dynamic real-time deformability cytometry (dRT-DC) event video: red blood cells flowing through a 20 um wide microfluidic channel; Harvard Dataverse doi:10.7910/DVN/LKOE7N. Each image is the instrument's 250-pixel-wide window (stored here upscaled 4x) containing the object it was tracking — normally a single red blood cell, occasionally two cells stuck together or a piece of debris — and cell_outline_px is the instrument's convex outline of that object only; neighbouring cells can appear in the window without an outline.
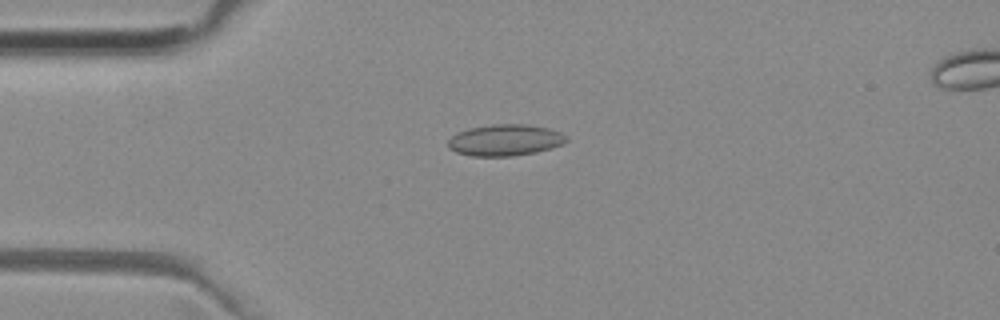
{"species": "common noctule bat (a hibernating species)", "species_latin": "Nyctalus noctula", "temperature_condition": "room temperature", "stored_images_in_passage": 40, "camera_frame_rate_fps": 3000, "um_per_image_px": 0.085, "animal": {"sex": "female", "body_mass_g": 29.2, "forearm_length_mm": 56.3}, "frame": {"image": 1, "passage_image": 1, "time_ms": 0.0, "image_size_px": [1000, 320], "cell_outline_px": [[568, 140], [560, 144], [536, 152], [512, 156], [472, 156], [456, 152], [448, 148], [448, 140], [456, 132], [468, 128], [492, 124], [524, 124], [548, 128], [560, 132], [568, 136]], "centroid_in_image_um": [42.89, 11.9], "position_along_channel_um": 42.1, "area_um2": 21.62}}
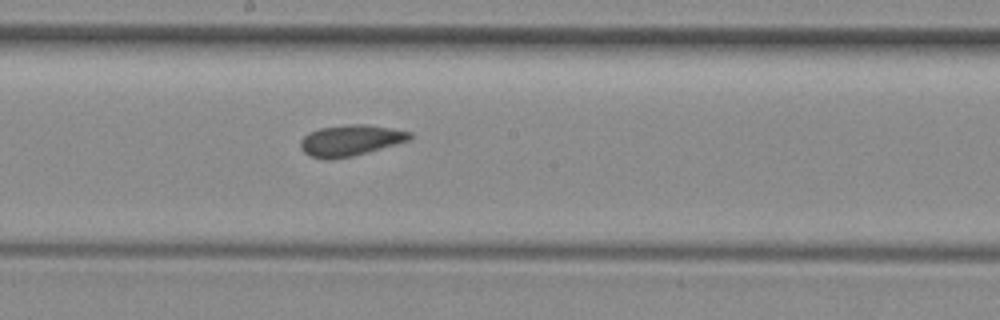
{"frame": {"image": 2, "passage_image": 16, "time_ms": 5.0, "image_size_px": [1000, 320], "cell_outline_px": [[412, 136], [408, 140], [352, 156], [332, 160], [324, 160], [312, 156], [304, 152], [300, 148], [300, 140], [308, 132], [320, 128], [352, 124], [364, 124], [412, 132]], "centroid_in_image_um": [29.72, 11.94], "position_along_channel_um": 218.5, "area_um2": 19.48}}
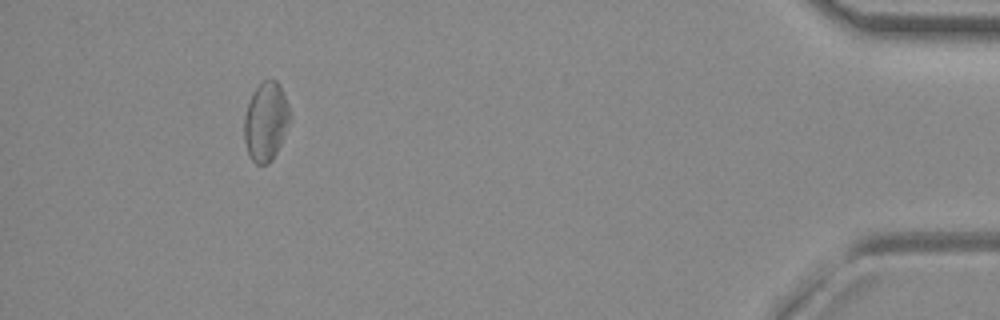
{"frame": {"image": 3, "passage_image": 36, "time_ms": 11.667, "image_size_px": [1000, 320], "cell_outline_px": [[288, 120], [280, 144], [272, 160], [268, 164], [256, 164], [248, 156], [244, 140], [244, 116], [252, 92], [264, 80], [276, 80], [280, 84], [288, 104]], "centroid_in_image_um": [22.55, 10.34], "position_along_channel_um": 412.6, "area_um2": 20.63}, "authors_computed_cell_mechanics": {"area_um2": 20.0566, "velocity_mm_per_s": 3.9528, "shape_relaxation_time_tau1_ms": null, "shape_relaxation_time_tau2_ms": 2.363, "deformation_change_tau1": null, "deformation_change_tau2": 0.09}}